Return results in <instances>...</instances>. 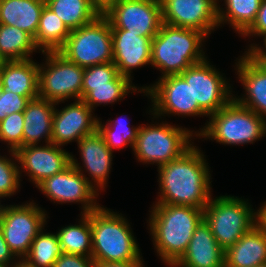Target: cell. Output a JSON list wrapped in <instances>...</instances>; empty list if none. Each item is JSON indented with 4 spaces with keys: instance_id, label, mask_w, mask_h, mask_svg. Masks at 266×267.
<instances>
[{
    "instance_id": "f6af8a7d",
    "label": "cell",
    "mask_w": 266,
    "mask_h": 267,
    "mask_svg": "<svg viewBox=\"0 0 266 267\" xmlns=\"http://www.w3.org/2000/svg\"><path fill=\"white\" fill-rule=\"evenodd\" d=\"M254 62H257L266 71V58H251Z\"/></svg>"
},
{
    "instance_id": "6da1fadb",
    "label": "cell",
    "mask_w": 266,
    "mask_h": 267,
    "mask_svg": "<svg viewBox=\"0 0 266 267\" xmlns=\"http://www.w3.org/2000/svg\"><path fill=\"white\" fill-rule=\"evenodd\" d=\"M205 155L192 145L180 157L158 167L155 203L204 209L212 198L211 171Z\"/></svg>"
},
{
    "instance_id": "7bdbcfd3",
    "label": "cell",
    "mask_w": 266,
    "mask_h": 267,
    "mask_svg": "<svg viewBox=\"0 0 266 267\" xmlns=\"http://www.w3.org/2000/svg\"><path fill=\"white\" fill-rule=\"evenodd\" d=\"M256 225L266 233V201L256 210Z\"/></svg>"
},
{
    "instance_id": "bcb514c9",
    "label": "cell",
    "mask_w": 266,
    "mask_h": 267,
    "mask_svg": "<svg viewBox=\"0 0 266 267\" xmlns=\"http://www.w3.org/2000/svg\"><path fill=\"white\" fill-rule=\"evenodd\" d=\"M12 267H31L27 265L23 260H18Z\"/></svg>"
},
{
    "instance_id": "603a6c76",
    "label": "cell",
    "mask_w": 266,
    "mask_h": 267,
    "mask_svg": "<svg viewBox=\"0 0 266 267\" xmlns=\"http://www.w3.org/2000/svg\"><path fill=\"white\" fill-rule=\"evenodd\" d=\"M266 263V233L255 225L224 254L226 267H256Z\"/></svg>"
},
{
    "instance_id": "1f68e13d",
    "label": "cell",
    "mask_w": 266,
    "mask_h": 267,
    "mask_svg": "<svg viewBox=\"0 0 266 267\" xmlns=\"http://www.w3.org/2000/svg\"><path fill=\"white\" fill-rule=\"evenodd\" d=\"M43 230L46 231L45 228L41 230L22 259L31 267H53L55 261L64 253L57 234Z\"/></svg>"
},
{
    "instance_id": "ac0fdd59",
    "label": "cell",
    "mask_w": 266,
    "mask_h": 267,
    "mask_svg": "<svg viewBox=\"0 0 266 267\" xmlns=\"http://www.w3.org/2000/svg\"><path fill=\"white\" fill-rule=\"evenodd\" d=\"M82 165L71 153V164L81 172L97 192L105 191L112 169L113 153L106 145L98 130L82 138L78 143ZM84 167V170H83ZM87 172L86 176L85 173ZM105 188V189H104Z\"/></svg>"
},
{
    "instance_id": "816d5d0a",
    "label": "cell",
    "mask_w": 266,
    "mask_h": 267,
    "mask_svg": "<svg viewBox=\"0 0 266 267\" xmlns=\"http://www.w3.org/2000/svg\"><path fill=\"white\" fill-rule=\"evenodd\" d=\"M256 267H266V263H263V264L257 265Z\"/></svg>"
},
{
    "instance_id": "d590c367",
    "label": "cell",
    "mask_w": 266,
    "mask_h": 267,
    "mask_svg": "<svg viewBox=\"0 0 266 267\" xmlns=\"http://www.w3.org/2000/svg\"><path fill=\"white\" fill-rule=\"evenodd\" d=\"M23 122V112H14L0 121V141L7 144L8 150L22 147Z\"/></svg>"
},
{
    "instance_id": "ee69618b",
    "label": "cell",
    "mask_w": 266,
    "mask_h": 267,
    "mask_svg": "<svg viewBox=\"0 0 266 267\" xmlns=\"http://www.w3.org/2000/svg\"><path fill=\"white\" fill-rule=\"evenodd\" d=\"M118 0H90V2L103 14L112 4Z\"/></svg>"
},
{
    "instance_id": "b9f144b4",
    "label": "cell",
    "mask_w": 266,
    "mask_h": 267,
    "mask_svg": "<svg viewBox=\"0 0 266 267\" xmlns=\"http://www.w3.org/2000/svg\"><path fill=\"white\" fill-rule=\"evenodd\" d=\"M143 262L144 260L141 258L131 262L95 263V267H145Z\"/></svg>"
},
{
    "instance_id": "74e56055",
    "label": "cell",
    "mask_w": 266,
    "mask_h": 267,
    "mask_svg": "<svg viewBox=\"0 0 266 267\" xmlns=\"http://www.w3.org/2000/svg\"><path fill=\"white\" fill-rule=\"evenodd\" d=\"M53 267H95L92 257L75 254H61Z\"/></svg>"
},
{
    "instance_id": "4fadbf2b",
    "label": "cell",
    "mask_w": 266,
    "mask_h": 267,
    "mask_svg": "<svg viewBox=\"0 0 266 267\" xmlns=\"http://www.w3.org/2000/svg\"><path fill=\"white\" fill-rule=\"evenodd\" d=\"M103 15L111 29H125L142 37H154L163 23L160 0H118Z\"/></svg>"
},
{
    "instance_id": "5b68a950",
    "label": "cell",
    "mask_w": 266,
    "mask_h": 267,
    "mask_svg": "<svg viewBox=\"0 0 266 267\" xmlns=\"http://www.w3.org/2000/svg\"><path fill=\"white\" fill-rule=\"evenodd\" d=\"M205 126L195 131L196 137L222 145H247L266 136V121L234 98L218 112L211 114Z\"/></svg>"
},
{
    "instance_id": "8992f818",
    "label": "cell",
    "mask_w": 266,
    "mask_h": 267,
    "mask_svg": "<svg viewBox=\"0 0 266 267\" xmlns=\"http://www.w3.org/2000/svg\"><path fill=\"white\" fill-rule=\"evenodd\" d=\"M140 124L133 150L138 162L160 167L187 151L197 136L194 130L168 122ZM193 138V139H192Z\"/></svg>"
},
{
    "instance_id": "ab89813d",
    "label": "cell",
    "mask_w": 266,
    "mask_h": 267,
    "mask_svg": "<svg viewBox=\"0 0 266 267\" xmlns=\"http://www.w3.org/2000/svg\"><path fill=\"white\" fill-rule=\"evenodd\" d=\"M17 261L18 259L9 249V246L6 243L2 230L0 228V263L5 265H14Z\"/></svg>"
},
{
    "instance_id": "44dd1931",
    "label": "cell",
    "mask_w": 266,
    "mask_h": 267,
    "mask_svg": "<svg viewBox=\"0 0 266 267\" xmlns=\"http://www.w3.org/2000/svg\"><path fill=\"white\" fill-rule=\"evenodd\" d=\"M224 254L203 219L196 227L186 252L172 267H223Z\"/></svg>"
},
{
    "instance_id": "cb8c5ba5",
    "label": "cell",
    "mask_w": 266,
    "mask_h": 267,
    "mask_svg": "<svg viewBox=\"0 0 266 267\" xmlns=\"http://www.w3.org/2000/svg\"><path fill=\"white\" fill-rule=\"evenodd\" d=\"M39 64L32 58L6 61L0 69L4 90H9L29 100L38 97Z\"/></svg>"
},
{
    "instance_id": "f546056e",
    "label": "cell",
    "mask_w": 266,
    "mask_h": 267,
    "mask_svg": "<svg viewBox=\"0 0 266 267\" xmlns=\"http://www.w3.org/2000/svg\"><path fill=\"white\" fill-rule=\"evenodd\" d=\"M37 50L34 38L29 33L0 23V53L6 61L31 59Z\"/></svg>"
},
{
    "instance_id": "4dcf8cb0",
    "label": "cell",
    "mask_w": 266,
    "mask_h": 267,
    "mask_svg": "<svg viewBox=\"0 0 266 267\" xmlns=\"http://www.w3.org/2000/svg\"><path fill=\"white\" fill-rule=\"evenodd\" d=\"M117 118V119H116ZM115 120H107L106 123L98 119V132L102 135L107 147L114 152L117 149L120 150L123 147H131L132 149L135 146L139 126L130 125V122L126 119L127 117L123 116L116 117ZM125 118V119H124Z\"/></svg>"
},
{
    "instance_id": "7402d4cb",
    "label": "cell",
    "mask_w": 266,
    "mask_h": 267,
    "mask_svg": "<svg viewBox=\"0 0 266 267\" xmlns=\"http://www.w3.org/2000/svg\"><path fill=\"white\" fill-rule=\"evenodd\" d=\"M58 105L59 103L39 97L28 102L23 112L22 147L39 145L41 140L45 144L51 143L53 115L55 106Z\"/></svg>"
},
{
    "instance_id": "d4e9b609",
    "label": "cell",
    "mask_w": 266,
    "mask_h": 267,
    "mask_svg": "<svg viewBox=\"0 0 266 267\" xmlns=\"http://www.w3.org/2000/svg\"><path fill=\"white\" fill-rule=\"evenodd\" d=\"M45 0H0V23L36 35Z\"/></svg>"
},
{
    "instance_id": "836d02e7",
    "label": "cell",
    "mask_w": 266,
    "mask_h": 267,
    "mask_svg": "<svg viewBox=\"0 0 266 267\" xmlns=\"http://www.w3.org/2000/svg\"><path fill=\"white\" fill-rule=\"evenodd\" d=\"M129 93H141V86H101L92 87L82 100L94 111L99 105L115 104ZM95 107V108H94Z\"/></svg>"
},
{
    "instance_id": "f35d334b",
    "label": "cell",
    "mask_w": 266,
    "mask_h": 267,
    "mask_svg": "<svg viewBox=\"0 0 266 267\" xmlns=\"http://www.w3.org/2000/svg\"><path fill=\"white\" fill-rule=\"evenodd\" d=\"M266 35V0H262L255 22L241 37H262Z\"/></svg>"
},
{
    "instance_id": "e575fe53",
    "label": "cell",
    "mask_w": 266,
    "mask_h": 267,
    "mask_svg": "<svg viewBox=\"0 0 266 267\" xmlns=\"http://www.w3.org/2000/svg\"><path fill=\"white\" fill-rule=\"evenodd\" d=\"M8 156L0 155V196L10 198L20 192L19 165L15 151L8 150ZM19 190V191H18Z\"/></svg>"
},
{
    "instance_id": "d6986e66",
    "label": "cell",
    "mask_w": 266,
    "mask_h": 267,
    "mask_svg": "<svg viewBox=\"0 0 266 267\" xmlns=\"http://www.w3.org/2000/svg\"><path fill=\"white\" fill-rule=\"evenodd\" d=\"M113 63L119 74L134 80L133 69L151 65L152 39L130 33L125 29H111Z\"/></svg>"
},
{
    "instance_id": "c3c4849f",
    "label": "cell",
    "mask_w": 266,
    "mask_h": 267,
    "mask_svg": "<svg viewBox=\"0 0 266 267\" xmlns=\"http://www.w3.org/2000/svg\"><path fill=\"white\" fill-rule=\"evenodd\" d=\"M6 59L0 53V69L4 66Z\"/></svg>"
},
{
    "instance_id": "9a60e30c",
    "label": "cell",
    "mask_w": 266,
    "mask_h": 267,
    "mask_svg": "<svg viewBox=\"0 0 266 267\" xmlns=\"http://www.w3.org/2000/svg\"><path fill=\"white\" fill-rule=\"evenodd\" d=\"M162 22L203 32L208 38L219 28L218 0H160Z\"/></svg>"
},
{
    "instance_id": "277c9868",
    "label": "cell",
    "mask_w": 266,
    "mask_h": 267,
    "mask_svg": "<svg viewBox=\"0 0 266 267\" xmlns=\"http://www.w3.org/2000/svg\"><path fill=\"white\" fill-rule=\"evenodd\" d=\"M206 38L201 31L162 23L152 39L151 66L160 71L158 78L180 75L188 67L204 61L208 57L203 49Z\"/></svg>"
},
{
    "instance_id": "7dc6e473",
    "label": "cell",
    "mask_w": 266,
    "mask_h": 267,
    "mask_svg": "<svg viewBox=\"0 0 266 267\" xmlns=\"http://www.w3.org/2000/svg\"><path fill=\"white\" fill-rule=\"evenodd\" d=\"M0 199H4V198L0 196ZM4 209H5V205L4 204L2 205L1 204V200H0V221H1L2 217H3Z\"/></svg>"
},
{
    "instance_id": "60d3db41",
    "label": "cell",
    "mask_w": 266,
    "mask_h": 267,
    "mask_svg": "<svg viewBox=\"0 0 266 267\" xmlns=\"http://www.w3.org/2000/svg\"><path fill=\"white\" fill-rule=\"evenodd\" d=\"M263 44L251 43L244 52L250 58H266V35L262 36Z\"/></svg>"
},
{
    "instance_id": "4316f807",
    "label": "cell",
    "mask_w": 266,
    "mask_h": 267,
    "mask_svg": "<svg viewBox=\"0 0 266 267\" xmlns=\"http://www.w3.org/2000/svg\"><path fill=\"white\" fill-rule=\"evenodd\" d=\"M222 8L218 0L219 27L227 23L239 36L243 35L255 22L262 0H223Z\"/></svg>"
},
{
    "instance_id": "8d00e7d4",
    "label": "cell",
    "mask_w": 266,
    "mask_h": 267,
    "mask_svg": "<svg viewBox=\"0 0 266 267\" xmlns=\"http://www.w3.org/2000/svg\"><path fill=\"white\" fill-rule=\"evenodd\" d=\"M30 100L9 90L0 95V121L14 112H24Z\"/></svg>"
},
{
    "instance_id": "681fc988",
    "label": "cell",
    "mask_w": 266,
    "mask_h": 267,
    "mask_svg": "<svg viewBox=\"0 0 266 267\" xmlns=\"http://www.w3.org/2000/svg\"><path fill=\"white\" fill-rule=\"evenodd\" d=\"M4 91V87H3V81H2V78H1V75H0V95L1 93Z\"/></svg>"
},
{
    "instance_id": "484cf974",
    "label": "cell",
    "mask_w": 266,
    "mask_h": 267,
    "mask_svg": "<svg viewBox=\"0 0 266 267\" xmlns=\"http://www.w3.org/2000/svg\"><path fill=\"white\" fill-rule=\"evenodd\" d=\"M70 32L63 21L45 5L34 43L39 49V53L57 52L64 46Z\"/></svg>"
},
{
    "instance_id": "f1b7e54d",
    "label": "cell",
    "mask_w": 266,
    "mask_h": 267,
    "mask_svg": "<svg viewBox=\"0 0 266 267\" xmlns=\"http://www.w3.org/2000/svg\"><path fill=\"white\" fill-rule=\"evenodd\" d=\"M78 224L63 226L56 232L65 254L92 257V230L89 213L79 214Z\"/></svg>"
},
{
    "instance_id": "ba28073f",
    "label": "cell",
    "mask_w": 266,
    "mask_h": 267,
    "mask_svg": "<svg viewBox=\"0 0 266 267\" xmlns=\"http://www.w3.org/2000/svg\"><path fill=\"white\" fill-rule=\"evenodd\" d=\"M58 52L68 61L83 68L113 62L109 20L101 14L93 22L71 30Z\"/></svg>"
},
{
    "instance_id": "7c38bea8",
    "label": "cell",
    "mask_w": 266,
    "mask_h": 267,
    "mask_svg": "<svg viewBox=\"0 0 266 267\" xmlns=\"http://www.w3.org/2000/svg\"><path fill=\"white\" fill-rule=\"evenodd\" d=\"M209 62L206 58L180 74L191 85L194 101H197L198 106L208 116L226 106L234 98L235 93L232 84L223 76L224 73Z\"/></svg>"
},
{
    "instance_id": "e0dca14e",
    "label": "cell",
    "mask_w": 266,
    "mask_h": 267,
    "mask_svg": "<svg viewBox=\"0 0 266 267\" xmlns=\"http://www.w3.org/2000/svg\"><path fill=\"white\" fill-rule=\"evenodd\" d=\"M98 119L82 99L74 100L60 110L55 106L51 143L61 147L74 141L78 143L97 131Z\"/></svg>"
},
{
    "instance_id": "83f0119b",
    "label": "cell",
    "mask_w": 266,
    "mask_h": 267,
    "mask_svg": "<svg viewBox=\"0 0 266 267\" xmlns=\"http://www.w3.org/2000/svg\"><path fill=\"white\" fill-rule=\"evenodd\" d=\"M45 4L70 31L93 22L101 15L90 0H45Z\"/></svg>"
},
{
    "instance_id": "2e32d148",
    "label": "cell",
    "mask_w": 266,
    "mask_h": 267,
    "mask_svg": "<svg viewBox=\"0 0 266 267\" xmlns=\"http://www.w3.org/2000/svg\"><path fill=\"white\" fill-rule=\"evenodd\" d=\"M15 153L20 178L25 172L35 187L71 164V153L52 143L20 147Z\"/></svg>"
},
{
    "instance_id": "d6a6232c",
    "label": "cell",
    "mask_w": 266,
    "mask_h": 267,
    "mask_svg": "<svg viewBox=\"0 0 266 267\" xmlns=\"http://www.w3.org/2000/svg\"><path fill=\"white\" fill-rule=\"evenodd\" d=\"M101 86H135L127 77L119 74L113 62L86 67L82 83V98L92 90Z\"/></svg>"
},
{
    "instance_id": "5bb4252c",
    "label": "cell",
    "mask_w": 266,
    "mask_h": 267,
    "mask_svg": "<svg viewBox=\"0 0 266 267\" xmlns=\"http://www.w3.org/2000/svg\"><path fill=\"white\" fill-rule=\"evenodd\" d=\"M38 188L51 202L57 204L81 203L80 214H87L98 209L101 205L97 203L99 193L89 183L85 176L72 164L62 172L43 180Z\"/></svg>"
},
{
    "instance_id": "3957f363",
    "label": "cell",
    "mask_w": 266,
    "mask_h": 267,
    "mask_svg": "<svg viewBox=\"0 0 266 267\" xmlns=\"http://www.w3.org/2000/svg\"><path fill=\"white\" fill-rule=\"evenodd\" d=\"M95 263L138 261L143 256L127 218L100 206L89 213Z\"/></svg>"
},
{
    "instance_id": "30bf717a",
    "label": "cell",
    "mask_w": 266,
    "mask_h": 267,
    "mask_svg": "<svg viewBox=\"0 0 266 267\" xmlns=\"http://www.w3.org/2000/svg\"><path fill=\"white\" fill-rule=\"evenodd\" d=\"M141 93L151 100L148 114L153 115V120L166 115L209 117L194 101L191 85L180 75L159 78L154 84L142 86Z\"/></svg>"
},
{
    "instance_id": "9c48e42d",
    "label": "cell",
    "mask_w": 266,
    "mask_h": 267,
    "mask_svg": "<svg viewBox=\"0 0 266 267\" xmlns=\"http://www.w3.org/2000/svg\"><path fill=\"white\" fill-rule=\"evenodd\" d=\"M45 63L39 64L38 97L54 103L70 98L82 99L83 67L68 61L57 52H43Z\"/></svg>"
},
{
    "instance_id": "52a82bcc",
    "label": "cell",
    "mask_w": 266,
    "mask_h": 267,
    "mask_svg": "<svg viewBox=\"0 0 266 267\" xmlns=\"http://www.w3.org/2000/svg\"><path fill=\"white\" fill-rule=\"evenodd\" d=\"M203 219L220 247L226 251L256 225V210L244 197H212L203 209Z\"/></svg>"
},
{
    "instance_id": "ffe728a7",
    "label": "cell",
    "mask_w": 266,
    "mask_h": 267,
    "mask_svg": "<svg viewBox=\"0 0 266 267\" xmlns=\"http://www.w3.org/2000/svg\"><path fill=\"white\" fill-rule=\"evenodd\" d=\"M235 60L238 80L243 85L244 94H234V99L242 106L256 112L266 121V71L245 53ZM238 96V97H237Z\"/></svg>"
},
{
    "instance_id": "7a4b0ae2",
    "label": "cell",
    "mask_w": 266,
    "mask_h": 267,
    "mask_svg": "<svg viewBox=\"0 0 266 267\" xmlns=\"http://www.w3.org/2000/svg\"><path fill=\"white\" fill-rule=\"evenodd\" d=\"M147 220L157 255L172 267L186 252L196 227L203 220V209L155 203Z\"/></svg>"
},
{
    "instance_id": "8fae6325",
    "label": "cell",
    "mask_w": 266,
    "mask_h": 267,
    "mask_svg": "<svg viewBox=\"0 0 266 267\" xmlns=\"http://www.w3.org/2000/svg\"><path fill=\"white\" fill-rule=\"evenodd\" d=\"M47 212L32 201L6 205L0 228L9 249L18 260L29 252L35 237L47 224Z\"/></svg>"
},
{
    "instance_id": "f907efd6",
    "label": "cell",
    "mask_w": 266,
    "mask_h": 267,
    "mask_svg": "<svg viewBox=\"0 0 266 267\" xmlns=\"http://www.w3.org/2000/svg\"><path fill=\"white\" fill-rule=\"evenodd\" d=\"M0 267H12V265H5V264L0 263Z\"/></svg>"
}]
</instances>
